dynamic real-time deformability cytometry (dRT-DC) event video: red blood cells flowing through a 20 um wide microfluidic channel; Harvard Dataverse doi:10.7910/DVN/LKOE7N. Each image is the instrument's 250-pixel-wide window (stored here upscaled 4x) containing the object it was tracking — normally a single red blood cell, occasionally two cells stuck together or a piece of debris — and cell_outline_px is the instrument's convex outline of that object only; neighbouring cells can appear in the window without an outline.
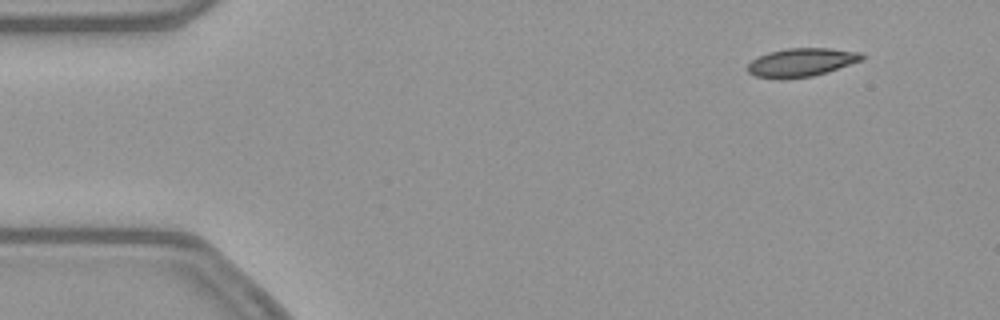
{"species": "common noctule bat (a hibernating species)", "species_latin": "Nyctalus noctula", "temperature_condition": "warm", "stored_images_in_passage": 53, "camera_frame_rate_fps": 3000, "um_per_image_px": 0.085, "animal": {"sex": "female", "body_mass_g": 21.9}, "frame": {"image": 1, "passage_image": 5, "time_ms": 1.333, "image_size_px": [1000, 320], "cell_outline_px": [[864, 60], [828, 72], [812, 76], [756, 76], [748, 72], [748, 64], [752, 60], [768, 52], [788, 48], [828, 48], [860, 52], [864, 56]], "centroid_in_image_um": [68.21, 5.26], "position_along_channel_um": 16.8, "area_um2": 18.26}}
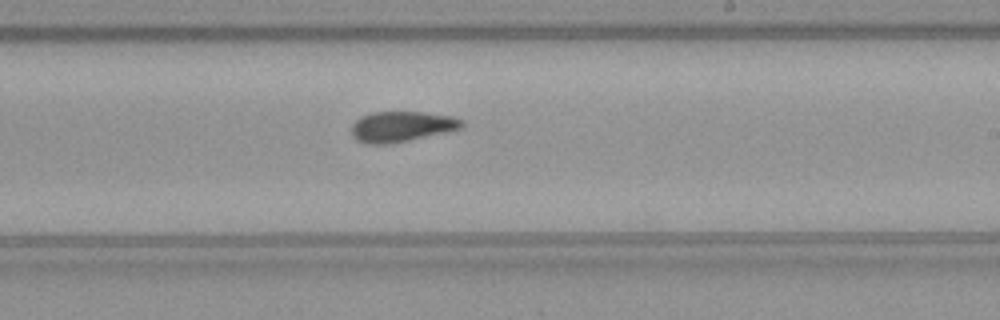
{"frame": {"image": 2, "passage_image": 31, "time_ms": 10.0, "image_size_px": [1000, 320], "cell_outline_px": [[464, 124], [460, 128], [444, 132], [392, 144], [364, 144], [356, 140], [352, 136], [352, 124], [360, 116], [372, 112], [424, 112], [452, 116], [464, 120]], "centroid_in_image_um": [34.09, 10.76], "position_along_channel_um": 254.9, "area_um2": 19.65}}
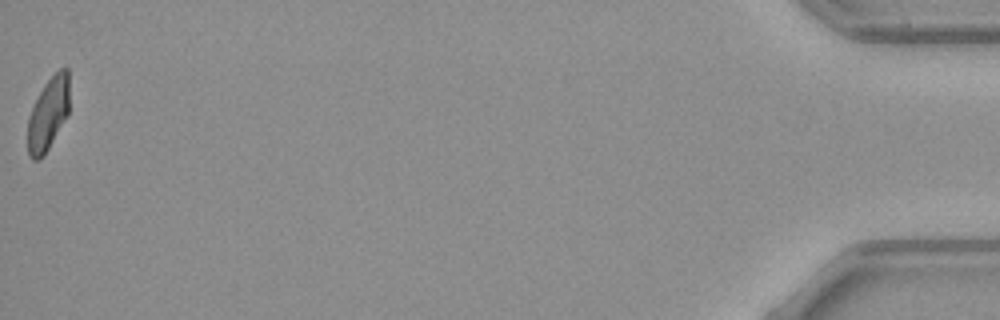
{"frame": {"image": 3, "passage_image": 53, "time_ms": 17.333, "image_size_px": [1000, 320], "cell_outline_px": [[68, 116], [44, 156], [40, 160], [32, 160], [28, 156], [28, 116], [44, 84], [60, 68], [68, 68]], "centroid_in_image_um": [4.09, 9.73], "position_along_channel_um": 431.1, "area_um2": 17.69}, "authors_computed_cell_mechanics": {"area_um2": 19.652, "velocity_mm_per_s": 3.8689, "shape_relaxation_time_tau1_ms": null, "shape_relaxation_time_tau2_ms": 2.0422, "deformation_change_tau1": null, "deformation_change_tau2": 0.0871}}